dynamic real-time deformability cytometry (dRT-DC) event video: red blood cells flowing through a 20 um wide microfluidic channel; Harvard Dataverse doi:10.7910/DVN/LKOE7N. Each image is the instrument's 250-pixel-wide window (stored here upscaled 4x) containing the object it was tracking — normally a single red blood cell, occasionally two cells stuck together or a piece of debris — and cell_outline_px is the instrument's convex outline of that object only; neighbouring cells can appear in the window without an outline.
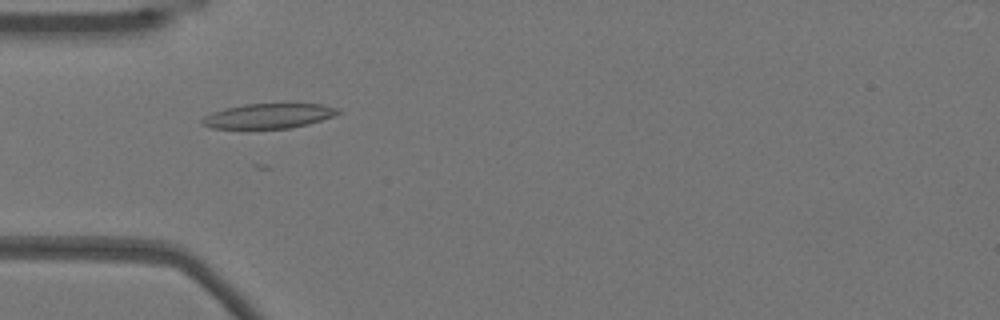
{"species": "Egyptian fruit bat (a non-hibernating species)", "species_latin": "Rousettus aegyptiacus", "temperature_condition": "warm", "stored_images_in_passage": 53, "camera_frame_rate_fps": 3000, "um_per_image_px": 0.085, "animal": {"sex": "female"}, "frame": {"image": 1, "passage_image": 16, "time_ms": 5.0, "image_size_px": [1000, 320], "cell_outline_px": [[340, 112], [332, 116], [308, 124], [292, 128], [212, 128], [200, 124], [200, 120], [204, 116], [212, 112], [224, 108], [244, 104], [288, 100], [320, 104], [340, 108]], "centroid_in_image_um": [22.86, 9.79], "position_along_channel_um": 62.1, "area_um2": 20.69}}
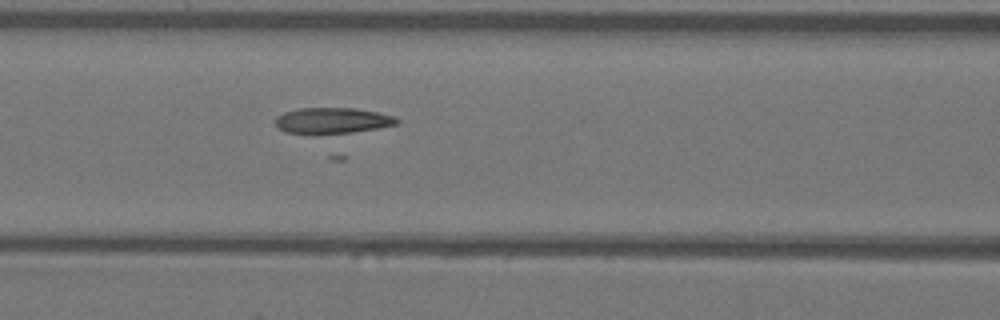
{"frame": {"image": 2, "passage_image": 22, "time_ms": 7.0, "image_size_px": [1000, 320], "cell_outline_px": [[400, 120], [396, 124], [376, 128], [352, 132], [316, 136], [284, 132], [276, 124], [276, 116], [284, 112], [300, 108], [356, 108], [396, 116]], "centroid_in_image_um": [28.21, 10.27], "position_along_channel_um": 138.4, "area_um2": 18.73}}
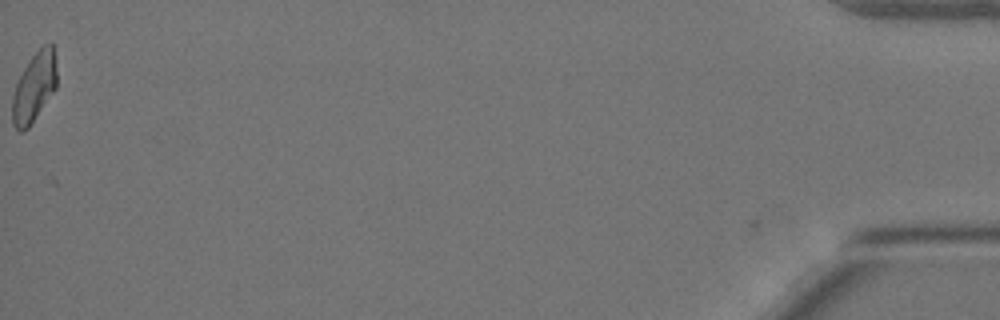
{"frame": {"image": 3, "passage_image": 53, "time_ms": 17.333, "image_size_px": [1000, 320], "cell_outline_px": [[56, 88], [28, 128], [24, 132], [20, 132], [12, 124], [12, 96], [16, 84], [28, 60], [44, 44], [52, 44], [56, 60]], "centroid_in_image_um": [2.89, 7.43], "position_along_channel_um": 432.3, "area_um2": 17.92}}